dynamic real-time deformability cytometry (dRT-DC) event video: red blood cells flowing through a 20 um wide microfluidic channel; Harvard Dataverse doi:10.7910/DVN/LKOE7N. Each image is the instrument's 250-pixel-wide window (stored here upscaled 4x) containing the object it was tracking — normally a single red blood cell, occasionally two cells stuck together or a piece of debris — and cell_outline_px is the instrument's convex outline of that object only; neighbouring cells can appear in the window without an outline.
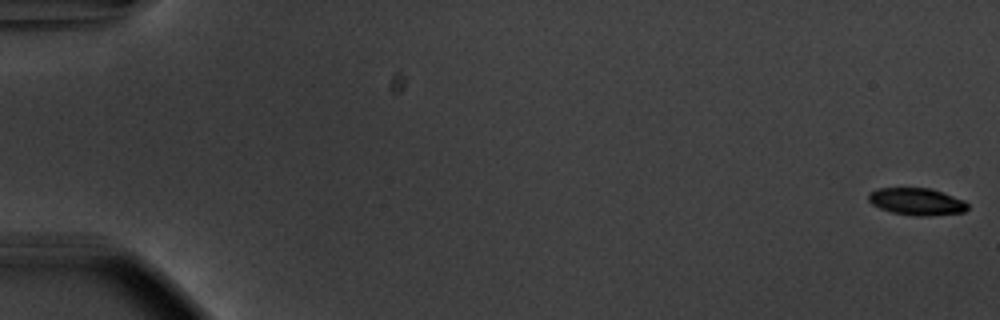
{"species": "common noctule bat (a hibernating species)", "species_latin": "Nyctalus noctula", "temperature_condition": "warm", "stored_images_in_passage": 56, "camera_frame_rate_fps": 3000, "um_per_image_px": 0.085, "animal": {"sex": "male", "body_mass_g": 20.1, "forearm_length_mm": 53.5}, "frame": {"image": 1, "passage_image": 1, "time_ms": 0.0, "image_size_px": [1000, 320], "cell_outline_px": [[968, 208], [964, 212], [928, 216], [912, 216], [892, 212], [880, 208], [872, 204], [868, 200], [868, 192], [876, 188], [932, 188], [964, 200], [968, 204]], "centroid_in_image_um": [77.91, 17.13], "position_along_channel_um": 7.1, "area_um2": 15.84}}
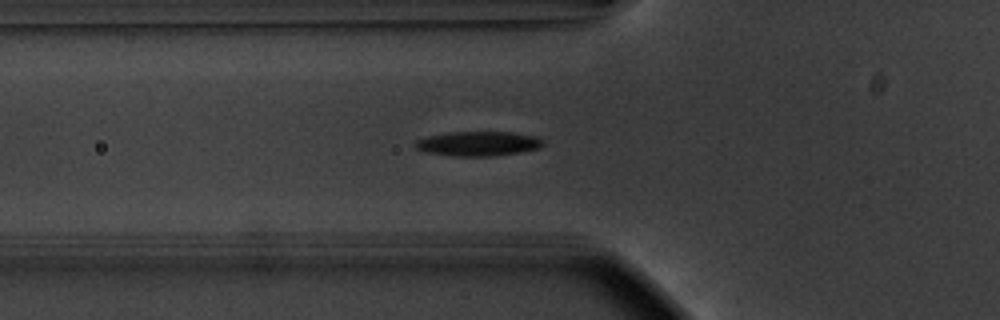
{"frame": {"image": 2, "passage_image": 21, "time_ms": 6.667, "image_size_px": [1000, 320], "cell_outline_px": [[544, 144], [540, 148], [520, 152], [492, 156], [452, 156], [424, 152], [416, 148], [416, 140], [428, 136], [448, 132], [512, 132], [536, 136], [544, 140]], "centroid_in_image_um": [40.67, 12.21], "position_along_channel_um": 85.1, "area_um2": 18.38}}
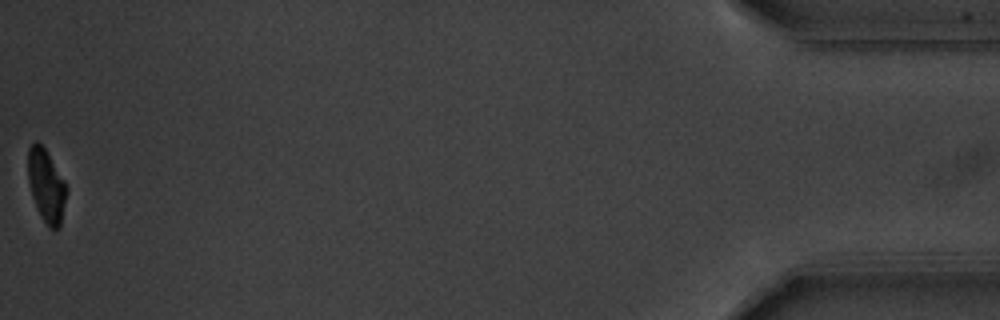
{"frame": {"image": 3, "passage_image": 56, "time_ms": 18.333, "image_size_px": [1000, 320], "cell_outline_px": [[68, 188], [60, 228], [48, 228], [32, 196], [28, 180], [28, 148], [36, 140], [44, 148]], "centroid_in_image_um": [3.94, 15.79], "position_along_channel_um": 431.3, "area_um2": 15.95}, "authors_computed_cell_mechanics": {"area_um2": 17.8891, "velocity_mm_per_s": 3.722, "shape_relaxation_time_tau1_ms": 2.1002, "shape_relaxation_time_tau2_ms": 9.1483, "deformation_change_tau1": 0.126, "deformation_change_tau2": 0.1119}}